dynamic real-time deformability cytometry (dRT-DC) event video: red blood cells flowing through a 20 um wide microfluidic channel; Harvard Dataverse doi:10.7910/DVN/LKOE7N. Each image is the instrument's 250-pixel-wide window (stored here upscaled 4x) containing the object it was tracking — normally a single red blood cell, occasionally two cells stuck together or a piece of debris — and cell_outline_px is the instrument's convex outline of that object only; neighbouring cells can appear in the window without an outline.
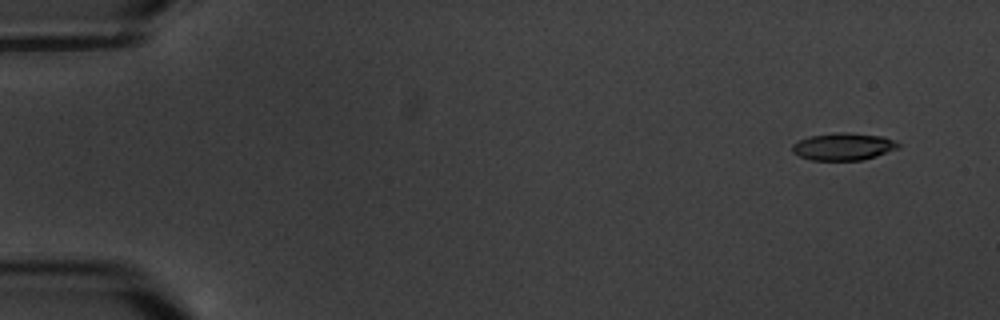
{"species": "common noctule bat (a hibernating species)", "species_latin": "Nyctalus noctula", "temperature_condition": "warm", "stored_images_in_passage": 6, "camera_frame_rate_fps": 3000, "um_per_image_px": 0.085, "animal": {"sex": "male", "body_mass_g": 20.1, "forearm_length_mm": 53.5}, "frame": {"image": 1, "passage_image": 1, "time_ms": 0.0, "image_size_px": [1000, 320], "cell_outline_px": [[900, 148], [876, 156], [860, 160], [812, 160], [800, 156], [792, 152], [792, 144], [808, 136], [836, 132], [848, 132], [884, 136], [896, 140], [900, 144]], "centroid_in_image_um": [71.72, 12.44], "position_along_channel_um": 13.3, "area_um2": 17.05}}
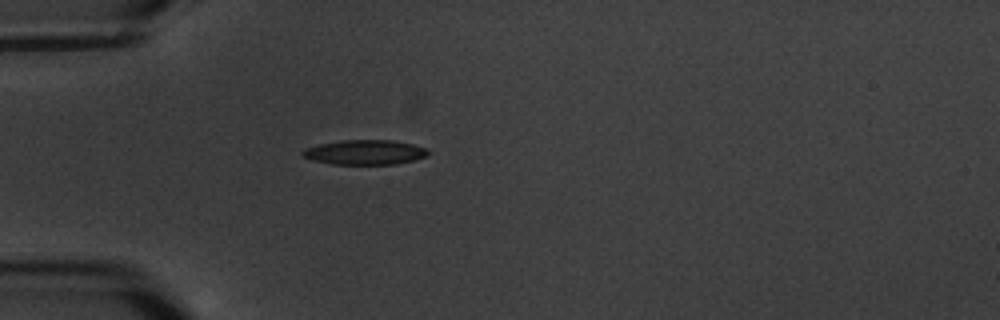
{"frame": {"image": 2, "passage_image": 5, "time_ms": 4.667, "image_size_px": [1000, 320], "cell_outline_px": [[432, 152], [424, 156], [412, 160], [396, 164], [332, 164], [312, 160], [300, 156], [300, 152], [304, 148], [320, 144], [344, 140], [392, 140], [412, 144], [428, 148]], "centroid_in_image_um": [30.99, 12.94], "position_along_channel_um": 54.0, "area_um2": 18.15}}